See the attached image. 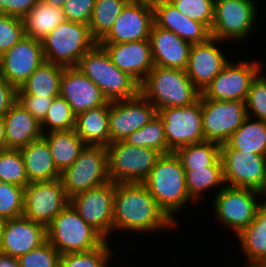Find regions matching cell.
<instances>
[{"mask_svg": "<svg viewBox=\"0 0 266 267\" xmlns=\"http://www.w3.org/2000/svg\"><path fill=\"white\" fill-rule=\"evenodd\" d=\"M199 99L205 141L225 144L248 116L245 100Z\"/></svg>", "mask_w": 266, "mask_h": 267, "instance_id": "cell-11", "label": "cell"}, {"mask_svg": "<svg viewBox=\"0 0 266 267\" xmlns=\"http://www.w3.org/2000/svg\"><path fill=\"white\" fill-rule=\"evenodd\" d=\"M24 161L28 184L32 182L51 181L60 179L46 139L41 138L20 148Z\"/></svg>", "mask_w": 266, "mask_h": 267, "instance_id": "cell-27", "label": "cell"}, {"mask_svg": "<svg viewBox=\"0 0 266 267\" xmlns=\"http://www.w3.org/2000/svg\"><path fill=\"white\" fill-rule=\"evenodd\" d=\"M5 219L0 217V243H1V236H2V231H3V226H4V223H5Z\"/></svg>", "mask_w": 266, "mask_h": 267, "instance_id": "cell-55", "label": "cell"}, {"mask_svg": "<svg viewBox=\"0 0 266 267\" xmlns=\"http://www.w3.org/2000/svg\"><path fill=\"white\" fill-rule=\"evenodd\" d=\"M142 183L159 207L177 225L176 214L188 203L195 204L188 194L185 170L174 152L162 155Z\"/></svg>", "mask_w": 266, "mask_h": 267, "instance_id": "cell-2", "label": "cell"}, {"mask_svg": "<svg viewBox=\"0 0 266 267\" xmlns=\"http://www.w3.org/2000/svg\"><path fill=\"white\" fill-rule=\"evenodd\" d=\"M65 21L66 17L62 8L53 7L43 0H39L22 18L25 36L40 41Z\"/></svg>", "mask_w": 266, "mask_h": 267, "instance_id": "cell-31", "label": "cell"}, {"mask_svg": "<svg viewBox=\"0 0 266 267\" xmlns=\"http://www.w3.org/2000/svg\"><path fill=\"white\" fill-rule=\"evenodd\" d=\"M95 0H66L62 7L66 20L89 24Z\"/></svg>", "mask_w": 266, "mask_h": 267, "instance_id": "cell-46", "label": "cell"}, {"mask_svg": "<svg viewBox=\"0 0 266 267\" xmlns=\"http://www.w3.org/2000/svg\"><path fill=\"white\" fill-rule=\"evenodd\" d=\"M44 62L42 42L24 37L0 56V75L18 89Z\"/></svg>", "mask_w": 266, "mask_h": 267, "instance_id": "cell-19", "label": "cell"}, {"mask_svg": "<svg viewBox=\"0 0 266 267\" xmlns=\"http://www.w3.org/2000/svg\"><path fill=\"white\" fill-rule=\"evenodd\" d=\"M61 254L47 240L18 258L19 267H60Z\"/></svg>", "mask_w": 266, "mask_h": 267, "instance_id": "cell-44", "label": "cell"}, {"mask_svg": "<svg viewBox=\"0 0 266 267\" xmlns=\"http://www.w3.org/2000/svg\"><path fill=\"white\" fill-rule=\"evenodd\" d=\"M221 145L203 141L177 149L174 153L180 159L184 170L205 168V166H222L220 159Z\"/></svg>", "mask_w": 266, "mask_h": 267, "instance_id": "cell-35", "label": "cell"}, {"mask_svg": "<svg viewBox=\"0 0 266 267\" xmlns=\"http://www.w3.org/2000/svg\"><path fill=\"white\" fill-rule=\"evenodd\" d=\"M75 119L76 115L73 113L69 103L61 96H58L52 100L44 120L40 123L42 133L73 130L75 128Z\"/></svg>", "mask_w": 266, "mask_h": 267, "instance_id": "cell-38", "label": "cell"}, {"mask_svg": "<svg viewBox=\"0 0 266 267\" xmlns=\"http://www.w3.org/2000/svg\"><path fill=\"white\" fill-rule=\"evenodd\" d=\"M108 176L115 183H142L162 154L156 149L130 145L124 140L106 146Z\"/></svg>", "mask_w": 266, "mask_h": 267, "instance_id": "cell-7", "label": "cell"}, {"mask_svg": "<svg viewBox=\"0 0 266 267\" xmlns=\"http://www.w3.org/2000/svg\"><path fill=\"white\" fill-rule=\"evenodd\" d=\"M215 195L212 202L215 216L236 235L253 221L263 204V194L250 188L225 185Z\"/></svg>", "mask_w": 266, "mask_h": 267, "instance_id": "cell-8", "label": "cell"}, {"mask_svg": "<svg viewBox=\"0 0 266 267\" xmlns=\"http://www.w3.org/2000/svg\"><path fill=\"white\" fill-rule=\"evenodd\" d=\"M110 102L76 115L75 132L86 145L108 146Z\"/></svg>", "mask_w": 266, "mask_h": 267, "instance_id": "cell-28", "label": "cell"}, {"mask_svg": "<svg viewBox=\"0 0 266 267\" xmlns=\"http://www.w3.org/2000/svg\"><path fill=\"white\" fill-rule=\"evenodd\" d=\"M76 67L101 89L109 102L130 99L139 93V83L119 70L98 43L84 54Z\"/></svg>", "mask_w": 266, "mask_h": 267, "instance_id": "cell-4", "label": "cell"}, {"mask_svg": "<svg viewBox=\"0 0 266 267\" xmlns=\"http://www.w3.org/2000/svg\"><path fill=\"white\" fill-rule=\"evenodd\" d=\"M63 66L45 61L17 89V93H27L42 97H58Z\"/></svg>", "mask_w": 266, "mask_h": 267, "instance_id": "cell-33", "label": "cell"}, {"mask_svg": "<svg viewBox=\"0 0 266 267\" xmlns=\"http://www.w3.org/2000/svg\"><path fill=\"white\" fill-rule=\"evenodd\" d=\"M217 43V44H216ZM219 43V44H218ZM225 43L209 37L205 42L192 44L189 50L186 74L192 83L202 92L230 61L219 49Z\"/></svg>", "mask_w": 266, "mask_h": 267, "instance_id": "cell-20", "label": "cell"}, {"mask_svg": "<svg viewBox=\"0 0 266 267\" xmlns=\"http://www.w3.org/2000/svg\"><path fill=\"white\" fill-rule=\"evenodd\" d=\"M99 45L119 70L128 73L139 84L155 66L149 40Z\"/></svg>", "mask_w": 266, "mask_h": 267, "instance_id": "cell-23", "label": "cell"}, {"mask_svg": "<svg viewBox=\"0 0 266 267\" xmlns=\"http://www.w3.org/2000/svg\"><path fill=\"white\" fill-rule=\"evenodd\" d=\"M60 179L69 199L110 181L106 147L86 145L76 161L61 173Z\"/></svg>", "mask_w": 266, "mask_h": 267, "instance_id": "cell-10", "label": "cell"}, {"mask_svg": "<svg viewBox=\"0 0 266 267\" xmlns=\"http://www.w3.org/2000/svg\"><path fill=\"white\" fill-rule=\"evenodd\" d=\"M130 145L156 149L162 155L173 153L167 145L162 119L157 114L142 128L124 139Z\"/></svg>", "mask_w": 266, "mask_h": 267, "instance_id": "cell-37", "label": "cell"}, {"mask_svg": "<svg viewBox=\"0 0 266 267\" xmlns=\"http://www.w3.org/2000/svg\"><path fill=\"white\" fill-rule=\"evenodd\" d=\"M129 0H95L88 24L92 37L99 42L112 28Z\"/></svg>", "mask_w": 266, "mask_h": 267, "instance_id": "cell-36", "label": "cell"}, {"mask_svg": "<svg viewBox=\"0 0 266 267\" xmlns=\"http://www.w3.org/2000/svg\"><path fill=\"white\" fill-rule=\"evenodd\" d=\"M263 194V202L266 204V190L262 193Z\"/></svg>", "mask_w": 266, "mask_h": 267, "instance_id": "cell-56", "label": "cell"}, {"mask_svg": "<svg viewBox=\"0 0 266 267\" xmlns=\"http://www.w3.org/2000/svg\"><path fill=\"white\" fill-rule=\"evenodd\" d=\"M0 267H19L18 259L0 253Z\"/></svg>", "mask_w": 266, "mask_h": 267, "instance_id": "cell-50", "label": "cell"}, {"mask_svg": "<svg viewBox=\"0 0 266 267\" xmlns=\"http://www.w3.org/2000/svg\"><path fill=\"white\" fill-rule=\"evenodd\" d=\"M245 105L248 116L266 121V75L262 71L251 82Z\"/></svg>", "mask_w": 266, "mask_h": 267, "instance_id": "cell-43", "label": "cell"}, {"mask_svg": "<svg viewBox=\"0 0 266 267\" xmlns=\"http://www.w3.org/2000/svg\"><path fill=\"white\" fill-rule=\"evenodd\" d=\"M225 185L250 188L263 193L266 190V158L260 154L240 150L221 149Z\"/></svg>", "mask_w": 266, "mask_h": 267, "instance_id": "cell-16", "label": "cell"}, {"mask_svg": "<svg viewBox=\"0 0 266 267\" xmlns=\"http://www.w3.org/2000/svg\"><path fill=\"white\" fill-rule=\"evenodd\" d=\"M2 149H6L5 122L4 117L0 116V150Z\"/></svg>", "mask_w": 266, "mask_h": 267, "instance_id": "cell-51", "label": "cell"}, {"mask_svg": "<svg viewBox=\"0 0 266 267\" xmlns=\"http://www.w3.org/2000/svg\"><path fill=\"white\" fill-rule=\"evenodd\" d=\"M41 42L45 61L63 67H76L84 54L98 43L87 24L68 20L60 23Z\"/></svg>", "mask_w": 266, "mask_h": 267, "instance_id": "cell-6", "label": "cell"}, {"mask_svg": "<svg viewBox=\"0 0 266 267\" xmlns=\"http://www.w3.org/2000/svg\"><path fill=\"white\" fill-rule=\"evenodd\" d=\"M24 189L11 183L0 182V217L13 219L23 216Z\"/></svg>", "mask_w": 266, "mask_h": 267, "instance_id": "cell-41", "label": "cell"}, {"mask_svg": "<svg viewBox=\"0 0 266 267\" xmlns=\"http://www.w3.org/2000/svg\"><path fill=\"white\" fill-rule=\"evenodd\" d=\"M157 114L156 107L140 93L130 99L110 102V143L124 140L150 122Z\"/></svg>", "mask_w": 266, "mask_h": 267, "instance_id": "cell-18", "label": "cell"}, {"mask_svg": "<svg viewBox=\"0 0 266 267\" xmlns=\"http://www.w3.org/2000/svg\"><path fill=\"white\" fill-rule=\"evenodd\" d=\"M47 241L61 255L87 252L100 247L106 239L87 224L69 203L46 227Z\"/></svg>", "mask_w": 266, "mask_h": 267, "instance_id": "cell-5", "label": "cell"}, {"mask_svg": "<svg viewBox=\"0 0 266 267\" xmlns=\"http://www.w3.org/2000/svg\"><path fill=\"white\" fill-rule=\"evenodd\" d=\"M17 101V89L0 75V116Z\"/></svg>", "mask_w": 266, "mask_h": 267, "instance_id": "cell-49", "label": "cell"}, {"mask_svg": "<svg viewBox=\"0 0 266 267\" xmlns=\"http://www.w3.org/2000/svg\"><path fill=\"white\" fill-rule=\"evenodd\" d=\"M25 36L21 18L0 13V56Z\"/></svg>", "mask_w": 266, "mask_h": 267, "instance_id": "cell-45", "label": "cell"}, {"mask_svg": "<svg viewBox=\"0 0 266 267\" xmlns=\"http://www.w3.org/2000/svg\"><path fill=\"white\" fill-rule=\"evenodd\" d=\"M44 2L50 4L53 7L62 8L66 0H43Z\"/></svg>", "mask_w": 266, "mask_h": 267, "instance_id": "cell-52", "label": "cell"}, {"mask_svg": "<svg viewBox=\"0 0 266 267\" xmlns=\"http://www.w3.org/2000/svg\"><path fill=\"white\" fill-rule=\"evenodd\" d=\"M141 1H143L145 4L154 6V5L158 4V3L167 2V1H170V0H141Z\"/></svg>", "mask_w": 266, "mask_h": 267, "instance_id": "cell-53", "label": "cell"}, {"mask_svg": "<svg viewBox=\"0 0 266 267\" xmlns=\"http://www.w3.org/2000/svg\"><path fill=\"white\" fill-rule=\"evenodd\" d=\"M263 66L259 61L230 60L201 92V96L212 100L246 101L251 82Z\"/></svg>", "mask_w": 266, "mask_h": 267, "instance_id": "cell-14", "label": "cell"}, {"mask_svg": "<svg viewBox=\"0 0 266 267\" xmlns=\"http://www.w3.org/2000/svg\"><path fill=\"white\" fill-rule=\"evenodd\" d=\"M158 115L162 119L167 145L172 152L205 141L200 99L185 107L159 109Z\"/></svg>", "mask_w": 266, "mask_h": 267, "instance_id": "cell-13", "label": "cell"}, {"mask_svg": "<svg viewBox=\"0 0 266 267\" xmlns=\"http://www.w3.org/2000/svg\"><path fill=\"white\" fill-rule=\"evenodd\" d=\"M54 98L56 97H42L27 93H17V101L40 123L44 120Z\"/></svg>", "mask_w": 266, "mask_h": 267, "instance_id": "cell-47", "label": "cell"}, {"mask_svg": "<svg viewBox=\"0 0 266 267\" xmlns=\"http://www.w3.org/2000/svg\"><path fill=\"white\" fill-rule=\"evenodd\" d=\"M69 203L61 179L32 182L24 189L23 216L47 227Z\"/></svg>", "mask_w": 266, "mask_h": 267, "instance_id": "cell-15", "label": "cell"}, {"mask_svg": "<svg viewBox=\"0 0 266 267\" xmlns=\"http://www.w3.org/2000/svg\"><path fill=\"white\" fill-rule=\"evenodd\" d=\"M59 96L64 98L75 115L105 105L108 100L101 89L77 67H65Z\"/></svg>", "mask_w": 266, "mask_h": 267, "instance_id": "cell-22", "label": "cell"}, {"mask_svg": "<svg viewBox=\"0 0 266 267\" xmlns=\"http://www.w3.org/2000/svg\"><path fill=\"white\" fill-rule=\"evenodd\" d=\"M248 263H266V204L259 207L253 221L236 235Z\"/></svg>", "mask_w": 266, "mask_h": 267, "instance_id": "cell-29", "label": "cell"}, {"mask_svg": "<svg viewBox=\"0 0 266 267\" xmlns=\"http://www.w3.org/2000/svg\"><path fill=\"white\" fill-rule=\"evenodd\" d=\"M43 137L48 143L54 164L60 173L76 161L86 146L74 129L43 133Z\"/></svg>", "mask_w": 266, "mask_h": 267, "instance_id": "cell-32", "label": "cell"}, {"mask_svg": "<svg viewBox=\"0 0 266 267\" xmlns=\"http://www.w3.org/2000/svg\"><path fill=\"white\" fill-rule=\"evenodd\" d=\"M185 179L188 194L195 203L199 200V202L205 201L207 199L205 193L211 189H214L213 193L219 189L216 190L217 193L225 186L222 166H205V168L185 170Z\"/></svg>", "mask_w": 266, "mask_h": 267, "instance_id": "cell-34", "label": "cell"}, {"mask_svg": "<svg viewBox=\"0 0 266 267\" xmlns=\"http://www.w3.org/2000/svg\"><path fill=\"white\" fill-rule=\"evenodd\" d=\"M39 0H0V13L23 18Z\"/></svg>", "mask_w": 266, "mask_h": 267, "instance_id": "cell-48", "label": "cell"}, {"mask_svg": "<svg viewBox=\"0 0 266 267\" xmlns=\"http://www.w3.org/2000/svg\"><path fill=\"white\" fill-rule=\"evenodd\" d=\"M143 183H116L113 205V233L160 232L177 228Z\"/></svg>", "mask_w": 266, "mask_h": 267, "instance_id": "cell-1", "label": "cell"}, {"mask_svg": "<svg viewBox=\"0 0 266 267\" xmlns=\"http://www.w3.org/2000/svg\"><path fill=\"white\" fill-rule=\"evenodd\" d=\"M47 240L46 227L24 216L7 219L3 226L0 253L19 258Z\"/></svg>", "mask_w": 266, "mask_h": 267, "instance_id": "cell-21", "label": "cell"}, {"mask_svg": "<svg viewBox=\"0 0 266 267\" xmlns=\"http://www.w3.org/2000/svg\"><path fill=\"white\" fill-rule=\"evenodd\" d=\"M115 192L116 183L108 181L70 198V204L81 218L108 241L113 234Z\"/></svg>", "mask_w": 266, "mask_h": 267, "instance_id": "cell-12", "label": "cell"}, {"mask_svg": "<svg viewBox=\"0 0 266 267\" xmlns=\"http://www.w3.org/2000/svg\"><path fill=\"white\" fill-rule=\"evenodd\" d=\"M215 0H170L182 15L201 22L211 30L214 19Z\"/></svg>", "mask_w": 266, "mask_h": 267, "instance_id": "cell-42", "label": "cell"}, {"mask_svg": "<svg viewBox=\"0 0 266 267\" xmlns=\"http://www.w3.org/2000/svg\"><path fill=\"white\" fill-rule=\"evenodd\" d=\"M221 149L240 150L265 156L266 121L247 116L227 142L221 145Z\"/></svg>", "mask_w": 266, "mask_h": 267, "instance_id": "cell-30", "label": "cell"}, {"mask_svg": "<svg viewBox=\"0 0 266 267\" xmlns=\"http://www.w3.org/2000/svg\"><path fill=\"white\" fill-rule=\"evenodd\" d=\"M149 42L155 66L186 70L190 43L155 24L151 28Z\"/></svg>", "mask_w": 266, "mask_h": 267, "instance_id": "cell-24", "label": "cell"}, {"mask_svg": "<svg viewBox=\"0 0 266 267\" xmlns=\"http://www.w3.org/2000/svg\"><path fill=\"white\" fill-rule=\"evenodd\" d=\"M153 10L156 26L172 31L191 45L205 42L211 37L210 30L204 24L182 15L170 1L154 5Z\"/></svg>", "mask_w": 266, "mask_h": 267, "instance_id": "cell-25", "label": "cell"}, {"mask_svg": "<svg viewBox=\"0 0 266 267\" xmlns=\"http://www.w3.org/2000/svg\"><path fill=\"white\" fill-rule=\"evenodd\" d=\"M139 93L157 110L185 107L197 102L201 96L185 70L154 66L139 84Z\"/></svg>", "mask_w": 266, "mask_h": 267, "instance_id": "cell-3", "label": "cell"}, {"mask_svg": "<svg viewBox=\"0 0 266 267\" xmlns=\"http://www.w3.org/2000/svg\"><path fill=\"white\" fill-rule=\"evenodd\" d=\"M0 182L21 187L28 184L20 149L6 148L0 150Z\"/></svg>", "mask_w": 266, "mask_h": 267, "instance_id": "cell-40", "label": "cell"}, {"mask_svg": "<svg viewBox=\"0 0 266 267\" xmlns=\"http://www.w3.org/2000/svg\"><path fill=\"white\" fill-rule=\"evenodd\" d=\"M3 117L6 148L20 149L43 136L40 122L18 101Z\"/></svg>", "mask_w": 266, "mask_h": 267, "instance_id": "cell-26", "label": "cell"}, {"mask_svg": "<svg viewBox=\"0 0 266 267\" xmlns=\"http://www.w3.org/2000/svg\"><path fill=\"white\" fill-rule=\"evenodd\" d=\"M113 254V249L106 240L96 249L61 255L60 267H111L110 258Z\"/></svg>", "mask_w": 266, "mask_h": 267, "instance_id": "cell-39", "label": "cell"}, {"mask_svg": "<svg viewBox=\"0 0 266 267\" xmlns=\"http://www.w3.org/2000/svg\"><path fill=\"white\" fill-rule=\"evenodd\" d=\"M257 6L254 0H215L210 36L227 42L245 41L255 27Z\"/></svg>", "mask_w": 266, "mask_h": 267, "instance_id": "cell-9", "label": "cell"}, {"mask_svg": "<svg viewBox=\"0 0 266 267\" xmlns=\"http://www.w3.org/2000/svg\"><path fill=\"white\" fill-rule=\"evenodd\" d=\"M245 267H266V263H246Z\"/></svg>", "mask_w": 266, "mask_h": 267, "instance_id": "cell-54", "label": "cell"}, {"mask_svg": "<svg viewBox=\"0 0 266 267\" xmlns=\"http://www.w3.org/2000/svg\"><path fill=\"white\" fill-rule=\"evenodd\" d=\"M154 24L153 6L141 0H129L110 31L98 44L128 43L149 40Z\"/></svg>", "mask_w": 266, "mask_h": 267, "instance_id": "cell-17", "label": "cell"}]
</instances>
